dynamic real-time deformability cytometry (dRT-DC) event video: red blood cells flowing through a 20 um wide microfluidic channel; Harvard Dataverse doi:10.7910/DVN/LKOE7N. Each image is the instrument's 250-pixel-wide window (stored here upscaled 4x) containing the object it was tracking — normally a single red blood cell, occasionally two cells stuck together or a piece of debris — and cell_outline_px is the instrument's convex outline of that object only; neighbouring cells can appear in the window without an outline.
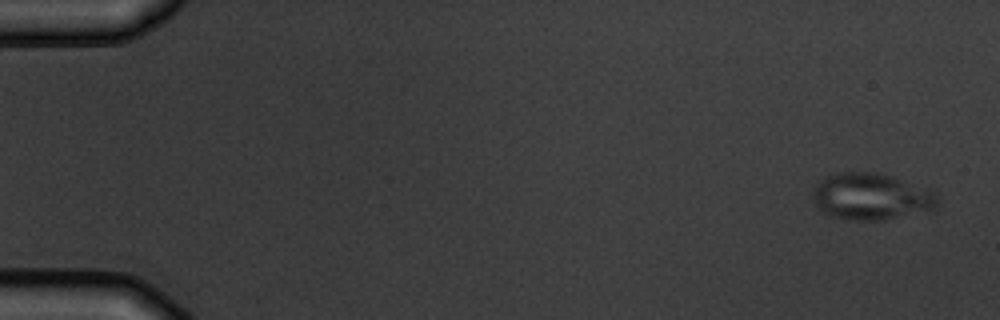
{"species": "common noctule bat (a hibernating species)", "species_latin": "Nyctalus noctula", "temperature_condition": "warm", "stored_images_in_passage": 5, "camera_frame_rate_fps": 3000, "um_per_image_px": 0.085, "animal": {"sex": "male", "body_mass_g": 19.5, "forearm_length_mm": 54.6}, "frame": {"image": 1, "passage_image": 1, "time_ms": 0.0, "image_size_px": [1000, 320], "cell_outline_px": [[936, 204], [932, 208], [884, 220], [852, 220], [836, 216], [824, 212], [816, 204], [812, 196], [812, 192], [820, 180], [836, 172], [876, 172], [892, 176], [936, 188]], "centroid_in_image_um": [74.08, 16.67], "position_along_channel_um": 10.9, "area_um2": 33.81}}